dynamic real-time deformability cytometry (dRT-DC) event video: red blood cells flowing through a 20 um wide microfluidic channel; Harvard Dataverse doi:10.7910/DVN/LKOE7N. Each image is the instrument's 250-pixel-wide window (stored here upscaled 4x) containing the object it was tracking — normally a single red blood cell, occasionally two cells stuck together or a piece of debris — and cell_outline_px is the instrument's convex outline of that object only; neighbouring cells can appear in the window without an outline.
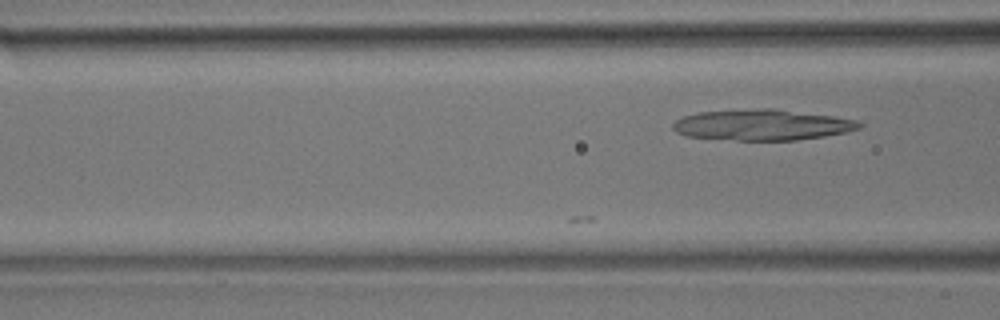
{"species": "common noctule bat (a hibernating species)", "species_latin": "Nyctalus noctula", "temperature_condition": "room temperature", "stored_images_in_passage": 10, "camera_frame_rate_fps": 3000, "um_per_image_px": 0.085, "animal": {"sex": "male", "body_mass_g": 17.9}, "frame": {"image": 1, "passage_image": 10, "time_ms": 3.0, "image_size_px": [1000, 320], "cell_outline_px": [[864, 124], [860, 128], [848, 132], [824, 136], [796, 140], [736, 140], [688, 136], [676, 132], [672, 128], [672, 124], [676, 120], [684, 116], [696, 112], [764, 108], [772, 108], [832, 116], [860, 120]], "centroid_in_image_um": [64.82, 10.61], "position_along_channel_um": 101.8, "area_um2": 33.52}}